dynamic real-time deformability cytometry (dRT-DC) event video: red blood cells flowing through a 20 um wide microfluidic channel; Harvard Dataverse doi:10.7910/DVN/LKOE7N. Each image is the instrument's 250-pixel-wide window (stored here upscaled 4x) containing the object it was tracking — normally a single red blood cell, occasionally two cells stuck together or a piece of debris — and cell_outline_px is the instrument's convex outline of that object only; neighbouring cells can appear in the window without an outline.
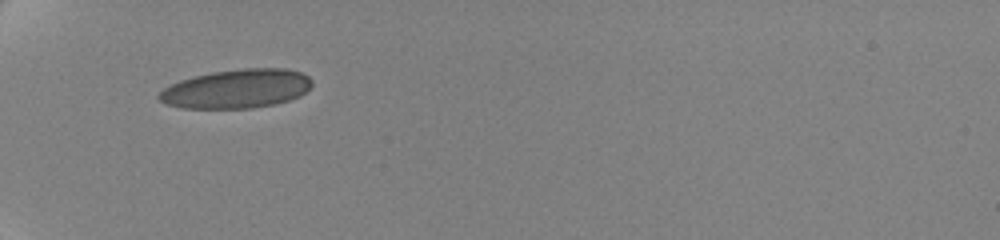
{"species": "human", "species_latin": "Homo sapiens", "temperature_condition": "cold", "stored_images_in_passage": 22, "camera_frame_rate_fps": 3000, "um_per_image_px": 0.085, "donor": {"sex": "female"}, "frame": {"image": 1, "passage_image": 1, "time_ms": 0.0, "image_size_px": [1000, 240], "cell_outline_px": [[312, 84], [300, 96], [288, 100], [272, 104], [252, 108], [184, 108], [168, 104], [160, 100], [156, 96], [164, 88], [180, 80], [192, 76], [212, 72], [244, 68], [284, 68], [300, 72], [308, 76], [312, 80]], "centroid_in_image_um": [20.11, 7.54], "position_along_channel_um": 64.9, "area_um2": 34.51}}
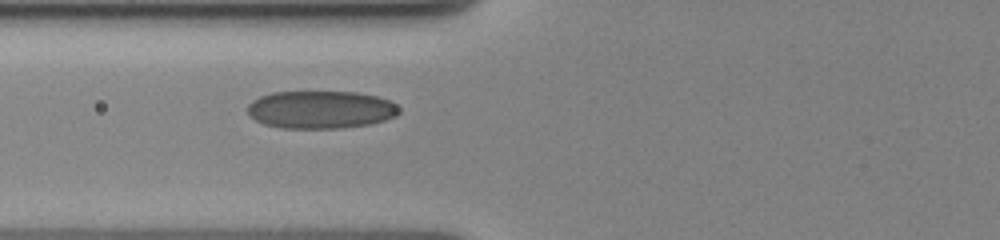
{"frame": {"image": 2, "passage_image": 9, "time_ms": 1.333, "image_size_px": [1000, 240], "cell_outline_px": [[400, 112], [396, 116], [384, 120], [368, 124], [340, 128], [284, 128], [264, 124], [256, 120], [248, 112], [248, 104], [252, 100], [260, 96], [272, 92], [356, 92], [376, 96], [388, 100], [396, 104], [400, 108]], "centroid_in_image_um": [27.26, 9.31], "position_along_channel_um": 98.5, "area_um2": 33.23}}
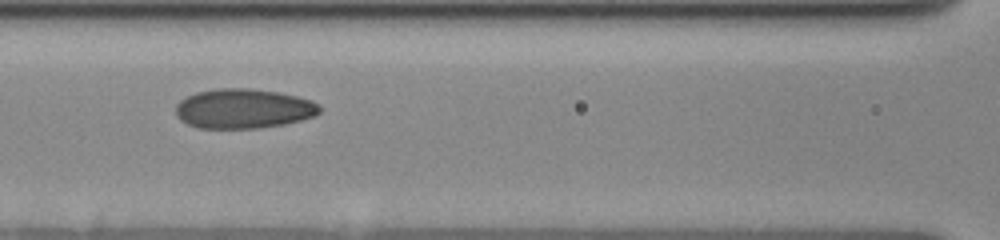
{"frame": {"image": 3, "passage_image": 18, "time_ms": 2.667, "image_size_px": [1000, 240], "cell_outline_px": [[320, 112], [316, 116], [284, 124], [260, 128], [196, 128], [180, 120], [176, 116], [176, 104], [180, 100], [196, 92], [216, 88], [252, 88], [276, 92], [296, 96], [312, 100], [320, 104]], "centroid_in_image_um": [20.69, 9.23], "position_along_channel_um": 145.9, "area_um2": 33.47}}